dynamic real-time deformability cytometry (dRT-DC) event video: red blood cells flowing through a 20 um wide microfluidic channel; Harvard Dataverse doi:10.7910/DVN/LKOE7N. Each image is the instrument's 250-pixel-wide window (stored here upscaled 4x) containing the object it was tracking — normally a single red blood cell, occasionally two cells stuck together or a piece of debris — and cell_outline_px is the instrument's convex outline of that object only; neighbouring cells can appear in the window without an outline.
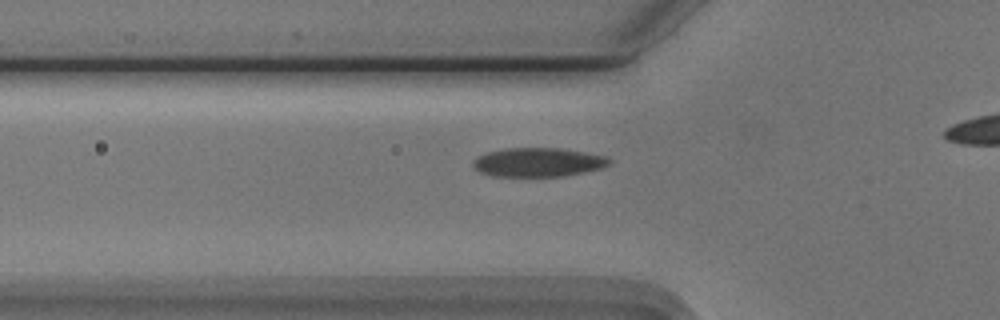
{"species": "Egyptian fruit bat (a non-hibernating species)", "species_latin": "Rousettus aegyptiacus", "temperature_condition": "cold", "stored_images_in_passage": 29, "camera_frame_rate_fps": 3000, "um_per_image_px": 0.085, "animal": {"sex": "male"}, "frame": {"image": 1, "passage_image": 5, "time_ms": 1.333, "image_size_px": [1000, 320], "cell_outline_px": [[612, 164], [600, 168], [584, 172], [564, 176], [492, 176], [480, 172], [472, 164], [472, 160], [476, 156], [488, 152], [504, 148], [560, 148], [584, 152], [604, 156], [612, 160]], "centroid_in_image_um": [45.72, 13.79], "position_along_channel_um": 80.1, "area_um2": 23.0}}
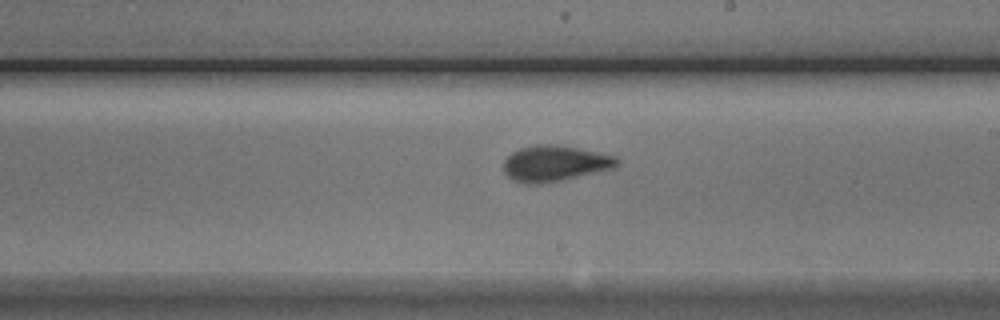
{"frame": {"image": 2, "passage_image": 18, "time_ms": 5.667, "image_size_px": [1000, 320], "cell_outline_px": [[620, 164], [616, 168], [564, 180], [540, 184], [524, 184], [512, 180], [504, 172], [504, 160], [512, 152], [520, 148], [532, 144], [560, 144], [616, 156], [620, 160]], "centroid_in_image_um": [47.19, 13.89], "position_along_channel_um": 241.8, "area_um2": 24.22}}
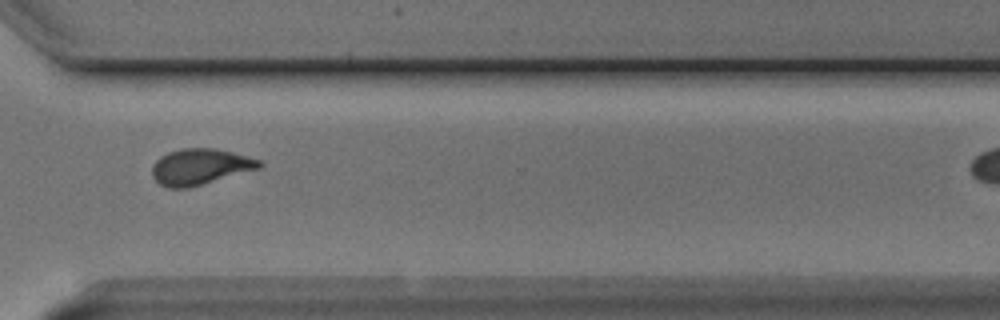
{"frame": {"image": 3, "passage_image": 27, "time_ms": 8.667, "image_size_px": [1000, 320], "cell_outline_px": [[264, 164], [260, 168], [188, 188], [168, 188], [160, 184], [152, 176], [152, 164], [160, 156], [168, 152], [180, 148], [216, 148], [232, 152], [260, 160]], "centroid_in_image_um": [16.98, 14.16], "position_along_channel_um": 353.6, "area_um2": 22.48}, "authors_computed_cell_mechanics": {"area_um2": 23.2356, "velocity_mm_per_s": 3.7203, "shape_relaxation_time_tau1_ms": 2.9447, "shape_relaxation_time_tau2_ms": 1.3788, "deformation_change_tau1": 0.127, "deformation_change_tau2": 0.068}}